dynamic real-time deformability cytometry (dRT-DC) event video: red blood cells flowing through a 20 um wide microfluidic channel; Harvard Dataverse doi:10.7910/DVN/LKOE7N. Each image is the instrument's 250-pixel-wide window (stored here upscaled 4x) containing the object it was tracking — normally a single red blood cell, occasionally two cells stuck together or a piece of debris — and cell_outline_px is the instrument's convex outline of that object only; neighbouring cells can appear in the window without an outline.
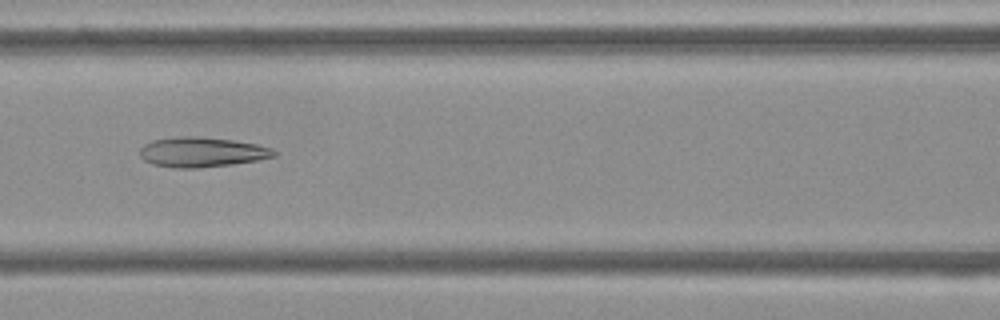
{"species": "Egyptian fruit bat (a non-hibernating species)", "species_latin": "Rousettus aegyptiacus", "temperature_condition": "cold", "stored_images_in_passage": 52, "camera_frame_rate_fps": 3000, "um_per_image_px": 0.085, "frame": {"image": 1, "passage_image": 22, "time_ms": 7.0, "image_size_px": [1000, 320], "cell_outline_px": [[276, 156], [256, 160], [232, 164], [200, 168], [172, 168], [152, 164], [144, 160], [140, 156], [140, 148], [144, 144], [152, 140], [180, 136], [196, 136], [232, 140], [256, 144], [272, 148], [276, 152]], "centroid_in_image_um": [17.12, 12.93], "position_along_channel_um": 149.5, "area_um2": 23.41}}
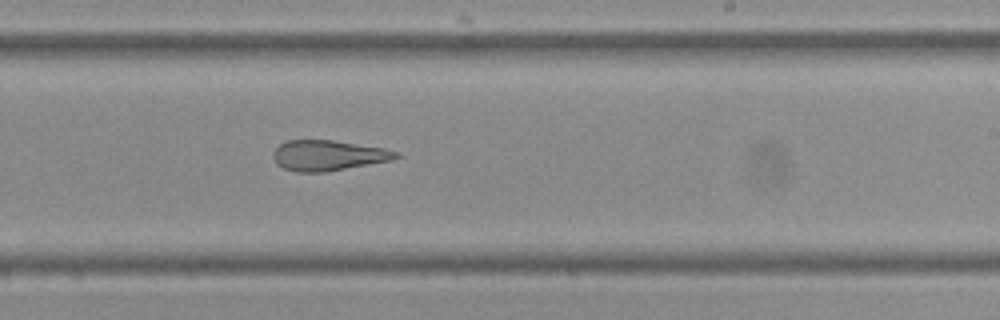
{"frame": {"image": 2, "passage_image": 31, "time_ms": 10.0, "image_size_px": [1000, 320], "cell_outline_px": [[400, 156], [392, 160], [324, 172], [296, 172], [284, 168], [276, 164], [272, 156], [272, 152], [280, 144], [288, 140], [332, 140], [384, 148], [400, 152]], "centroid_in_image_um": [27.88, 13.21], "position_along_channel_um": 261.1, "area_um2": 21.73}}
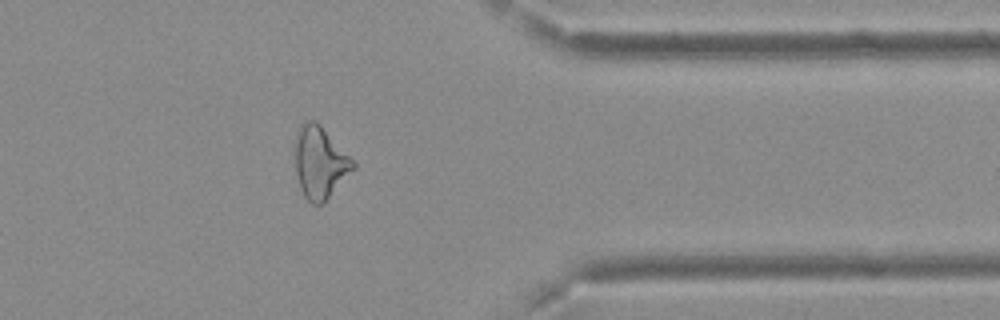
{"frame": {"image": 3, "passage_image": 42, "time_ms": 13.667, "image_size_px": [1000, 320], "cell_outline_px": [[356, 168], [324, 204], [312, 204], [304, 196], [300, 188], [296, 172], [296, 136], [300, 124], [308, 120], [316, 120], [320, 124], [356, 164]], "centroid_in_image_um": [27.21, 13.84], "position_along_channel_um": 384.2, "area_um2": 24.28}, "authors_computed_cell_mechanics": {"area_um2": 25.1719, "velocity_mm_per_s": 3.7289, "shape_relaxation_time_tau1_ms": null, "shape_relaxation_time_tau2_ms": 4.4813, "deformation_change_tau1": null, "deformation_change_tau2": 0.1507}}